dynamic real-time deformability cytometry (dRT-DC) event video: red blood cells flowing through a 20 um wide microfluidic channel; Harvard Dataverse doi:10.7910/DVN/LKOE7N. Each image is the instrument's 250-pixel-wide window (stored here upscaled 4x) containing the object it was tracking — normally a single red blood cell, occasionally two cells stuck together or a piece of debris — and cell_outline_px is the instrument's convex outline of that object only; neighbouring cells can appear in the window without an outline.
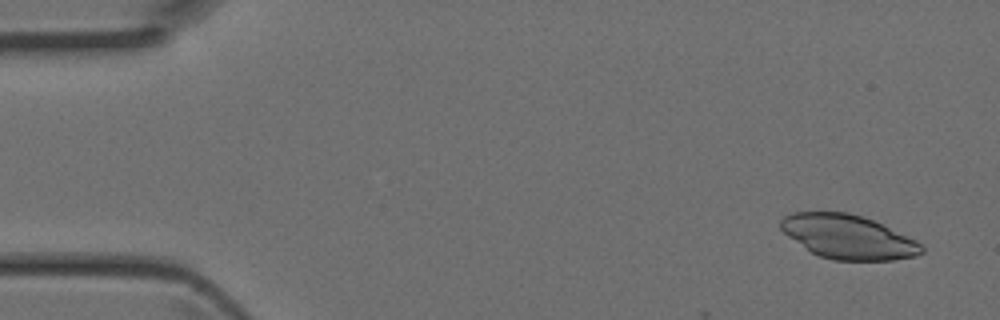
{"species": "Egyptian fruit bat (a non-hibernating species)", "species_latin": "Rousettus aegyptiacus", "temperature_condition": "room temperature", "stored_images_in_passage": 8, "camera_frame_rate_fps": 3000, "um_per_image_px": 0.085, "animal": {"sex": "female"}, "frame": {"image": 1, "passage_image": 3, "time_ms": 0.667, "image_size_px": [1000, 320], "cell_outline_px": [[924, 252], [916, 256], [892, 260], [832, 260], [820, 256], [812, 252], [788, 236], [780, 228], [780, 220], [784, 216], [792, 212], [848, 212], [872, 220], [916, 240], [924, 248]], "centroid_in_image_um": [72.08, 20.13], "position_along_channel_um": 12.9, "area_um2": 35.78}}